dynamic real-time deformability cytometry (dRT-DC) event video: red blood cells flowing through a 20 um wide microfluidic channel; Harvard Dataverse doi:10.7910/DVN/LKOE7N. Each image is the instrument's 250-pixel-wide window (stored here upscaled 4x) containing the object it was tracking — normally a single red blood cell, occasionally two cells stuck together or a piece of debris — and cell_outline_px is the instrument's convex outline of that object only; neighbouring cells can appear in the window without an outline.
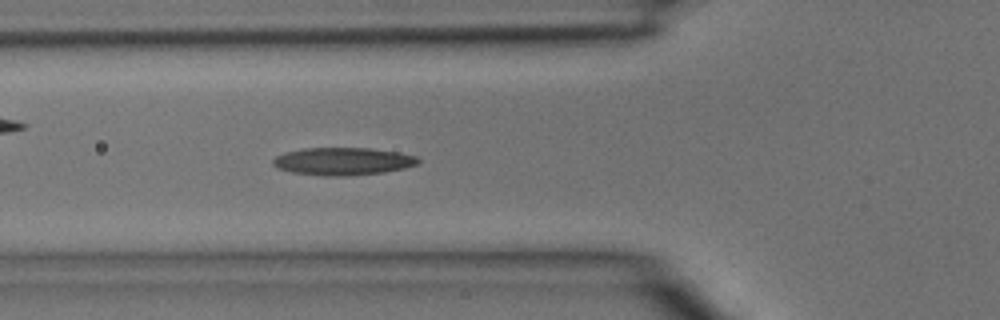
{"species": "common noctule bat (a hibernating species)", "species_latin": "Nyctalus noctula", "temperature_condition": "room temperature", "stored_images_in_passage": 38, "camera_frame_rate_fps": 3000, "um_per_image_px": 0.085, "animal": {"sex": "male", "body_mass_g": 15.6}, "frame": {"image": 1, "passage_image": 12, "time_ms": 3.667, "image_size_px": [1000, 320], "cell_outline_px": [[420, 160], [416, 164], [404, 168], [384, 172], [348, 176], [324, 176], [292, 172], [276, 168], [272, 164], [272, 160], [276, 156], [284, 152], [304, 148], [368, 148], [396, 152], [416, 156]], "centroid_in_image_um": [29.09, 13.71], "position_along_channel_um": 96.7, "area_um2": 23.35}}
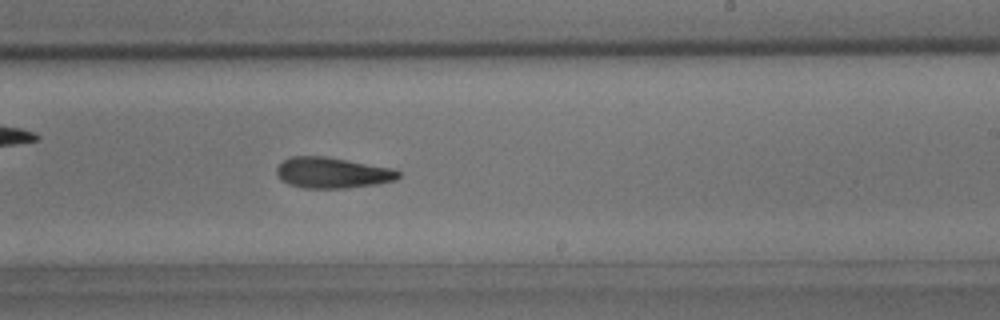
{"frame": {"image": 2, "passage_image": 22, "time_ms": 7.0, "image_size_px": [1000, 320], "cell_outline_px": [[400, 176], [396, 180], [376, 184], [344, 188], [304, 188], [288, 184], [280, 180], [276, 176], [276, 168], [284, 160], [292, 156], [328, 156], [396, 168], [400, 172]], "centroid_in_image_um": [28.27, 14.67], "position_along_channel_um": 260.7, "area_um2": 22.25}}